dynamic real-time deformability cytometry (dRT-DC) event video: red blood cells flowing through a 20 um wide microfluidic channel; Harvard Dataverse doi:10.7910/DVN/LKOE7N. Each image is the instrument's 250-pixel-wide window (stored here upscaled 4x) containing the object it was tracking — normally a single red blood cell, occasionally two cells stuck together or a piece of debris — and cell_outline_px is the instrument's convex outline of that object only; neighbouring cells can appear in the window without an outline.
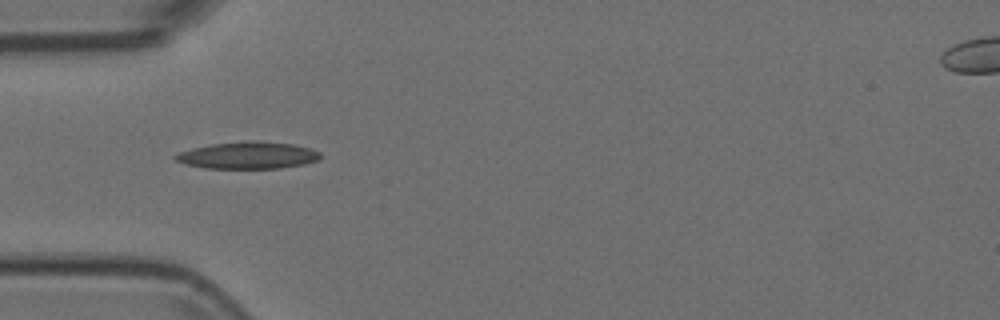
{"species": "Egyptian fruit bat (a non-hibernating species)", "species_latin": "Rousettus aegyptiacus", "temperature_condition": "room temperature", "stored_images_in_passage": 10, "camera_frame_rate_fps": 3000, "um_per_image_px": 0.085, "animal": {"sex": "female"}, "frame": {"image": 1, "passage_image": 4, "time_ms": 1.0, "image_size_px": [1000, 320], "cell_outline_px": [[320, 160], [304, 164], [280, 168], [204, 168], [184, 164], [176, 160], [172, 156], [180, 152], [192, 148], [212, 144], [252, 140], [260, 140], [292, 144], [312, 148], [320, 152]], "centroid_in_image_um": [21.09, 13.2], "position_along_channel_um": 63.9, "area_um2": 22.95}}
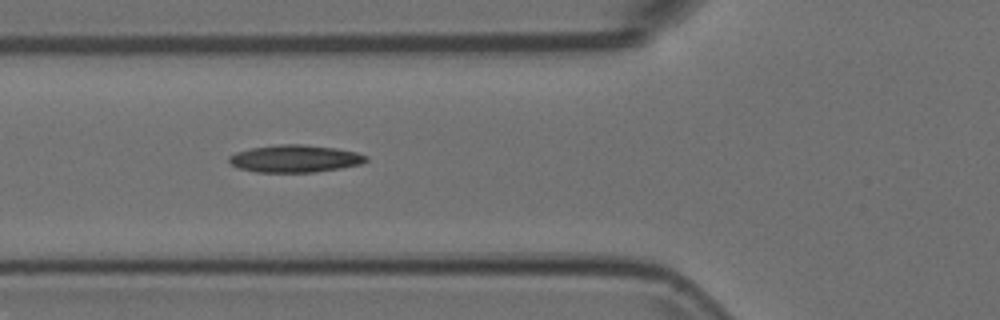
{"frame": {"image": 2, "passage_image": 7, "time_ms": 2.0, "image_size_px": [1000, 320], "cell_outline_px": [[368, 160], [360, 164], [340, 168], [316, 172], [256, 172], [240, 168], [232, 164], [228, 160], [228, 156], [236, 152], [252, 148], [280, 144], [300, 144], [336, 148], [356, 152], [368, 156]], "centroid_in_image_um": [25.08, 13.48], "position_along_channel_um": 100.7, "area_um2": 21.73}}
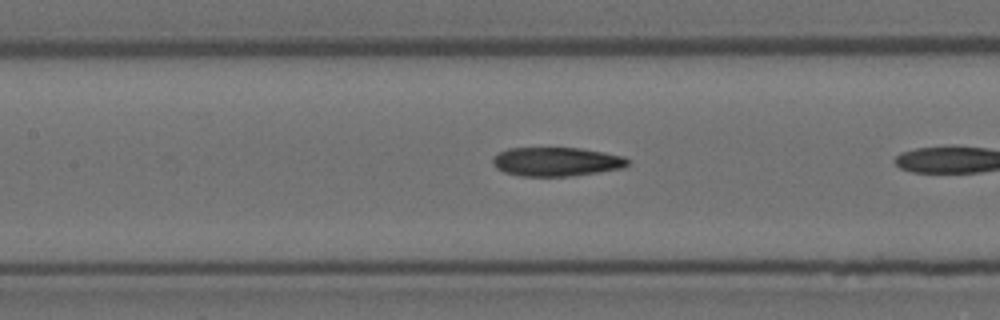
{"frame": {"image": 3, "passage_image": 9, "time_ms": 2.667, "image_size_px": [1000, 320], "cell_outline_px": [[628, 164], [624, 168], [600, 172], [572, 176], [520, 176], [504, 172], [496, 168], [492, 164], [492, 156], [508, 148], [580, 148], [604, 152], [624, 156], [628, 160]], "centroid_in_image_um": [47.28, 13.75], "position_along_channel_um": 160.1, "area_um2": 22.95}}